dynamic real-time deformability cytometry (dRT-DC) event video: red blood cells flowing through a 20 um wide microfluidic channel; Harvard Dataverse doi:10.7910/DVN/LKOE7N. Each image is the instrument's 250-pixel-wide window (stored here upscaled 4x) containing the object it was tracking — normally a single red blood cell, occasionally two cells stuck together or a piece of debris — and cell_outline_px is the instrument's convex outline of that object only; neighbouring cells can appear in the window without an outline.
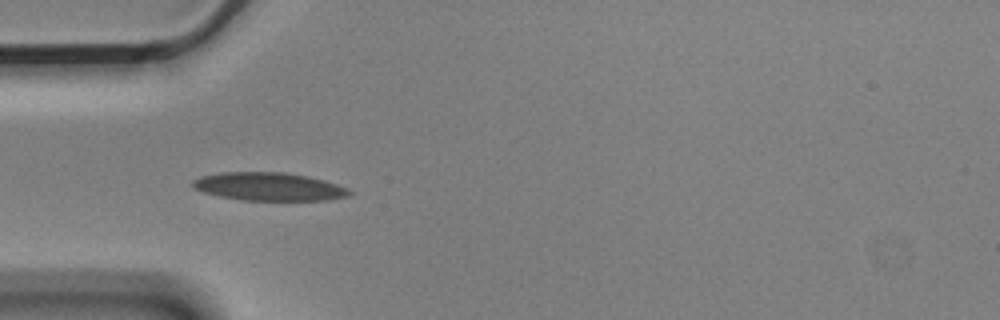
{"species": "Egyptian fruit bat (a non-hibernating species)", "species_latin": "Rousettus aegyptiacus", "temperature_condition": "cold", "stored_images_in_passage": 7, "camera_frame_rate_fps": 3000, "um_per_image_px": 0.085, "animal": {"sex": "male"}, "frame": {"image": 1, "passage_image": 4, "time_ms": 1.0, "image_size_px": [1000, 320], "cell_outline_px": [[352, 192], [348, 196], [328, 200], [240, 200], [220, 196], [204, 192], [192, 188], [192, 180], [200, 176], [220, 172], [284, 172], [308, 176], [324, 180], [348, 188]], "centroid_in_image_um": [22.84, 15.85], "position_along_channel_um": 62.2, "area_um2": 25.78}}
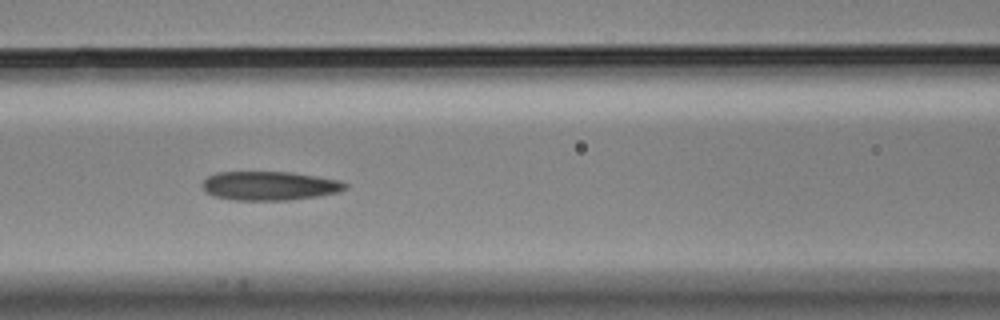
{"frame": {"image": 2, "passage_image": 6, "time_ms": 1.667, "image_size_px": [1000, 320], "cell_outline_px": [[348, 188], [336, 192], [320, 196], [288, 200], [236, 200], [216, 196], [204, 192], [204, 180], [208, 176], [216, 172], [292, 172], [340, 180], [348, 184]], "centroid_in_image_um": [22.94, 15.79], "position_along_channel_um": 143.7, "area_um2": 24.04}}
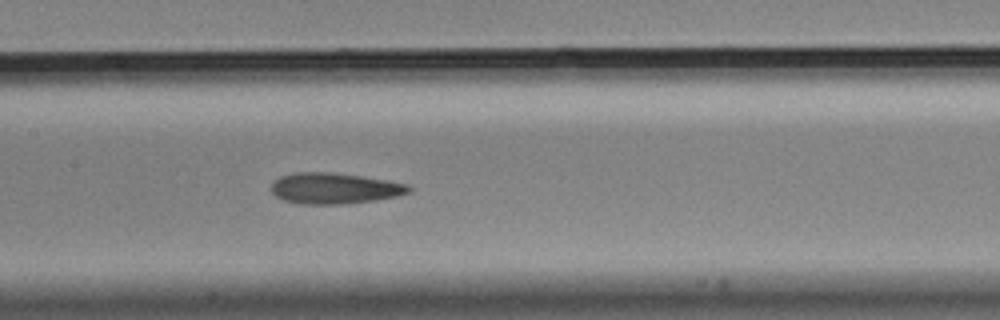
{"frame": {"image": 3, "passage_image": 7, "time_ms": 2.0, "image_size_px": [1000, 320], "cell_outline_px": [[412, 192], [400, 196], [344, 204], [300, 204], [284, 200], [276, 196], [272, 192], [272, 184], [280, 176], [296, 172], [328, 172], [360, 176], [388, 180], [408, 184], [412, 188]], "centroid_in_image_um": [28.47, 16.01], "position_along_channel_um": 178.9, "area_um2": 24.8}}